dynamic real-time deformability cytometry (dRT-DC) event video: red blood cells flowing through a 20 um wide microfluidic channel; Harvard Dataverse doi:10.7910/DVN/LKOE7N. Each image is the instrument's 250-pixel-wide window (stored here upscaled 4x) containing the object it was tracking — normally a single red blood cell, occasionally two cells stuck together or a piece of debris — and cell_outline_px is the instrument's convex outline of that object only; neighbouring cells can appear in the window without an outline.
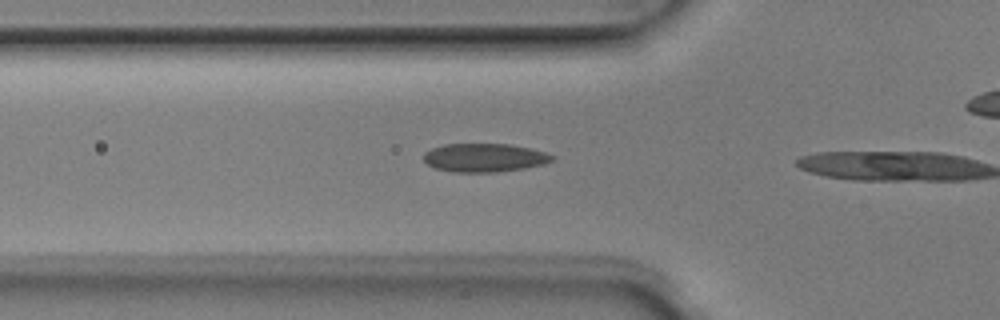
{"species": "Egyptian fruit bat (a non-hibernating species)", "species_latin": "Rousettus aegyptiacus", "temperature_condition": "room temperature", "stored_images_in_passage": 4, "camera_frame_rate_fps": 3000, "um_per_image_px": 0.085, "animal": {"sex": "male"}, "frame": {"image": 1, "passage_image": 4, "time_ms": 1.0, "image_size_px": [1000, 320], "cell_outline_px": [[556, 156], [552, 160], [544, 164], [524, 168], [496, 172], [452, 172], [436, 168], [428, 164], [424, 160], [424, 152], [432, 148], [444, 144], [508, 144], [528, 148], [544, 152]], "centroid_in_image_um": [41.16, 13.4], "position_along_channel_um": 84.6, "area_um2": 21.21}}